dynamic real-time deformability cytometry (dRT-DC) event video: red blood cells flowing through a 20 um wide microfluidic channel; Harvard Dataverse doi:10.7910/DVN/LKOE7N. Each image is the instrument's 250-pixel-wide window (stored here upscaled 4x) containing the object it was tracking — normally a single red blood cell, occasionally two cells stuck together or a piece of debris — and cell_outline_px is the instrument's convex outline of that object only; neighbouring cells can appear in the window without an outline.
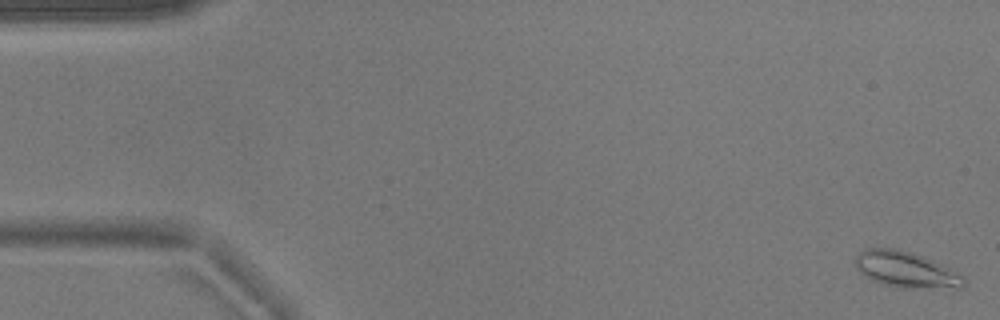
{"species": "common noctule bat (a hibernating species)", "species_latin": "Nyctalus noctula", "temperature_condition": "warm", "stored_images_in_passage": 53, "camera_frame_rate_fps": 3000, "um_per_image_px": 0.085, "animal": {"sex": "male", "body_mass_g": 17.9}, "frame": {"image": 1, "passage_image": 1, "time_ms": 0.0, "image_size_px": [1000, 320], "cell_outline_px": [[964, 288], [900, 288], [884, 284], [872, 280], [864, 276], [856, 268], [852, 260], [860, 252], [868, 248], [896, 248], [912, 252], [924, 256], [964, 276]], "centroid_in_image_um": [76.97, 22.92], "position_along_channel_um": 8.0, "area_um2": 22.89}}
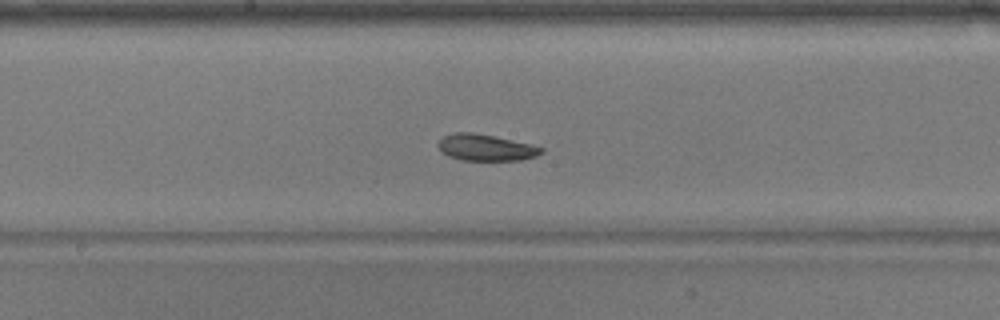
{"frame": {"image": 2, "passage_image": 28, "time_ms": 9.0, "image_size_px": [1000, 320], "cell_outline_px": [[544, 152], [536, 156], [520, 160], [460, 160], [448, 156], [440, 152], [436, 144], [444, 136], [456, 132], [472, 132], [532, 144], [544, 148]], "centroid_in_image_um": [41.27, 12.55], "position_along_channel_um": 206.9, "area_um2": 15.95}}
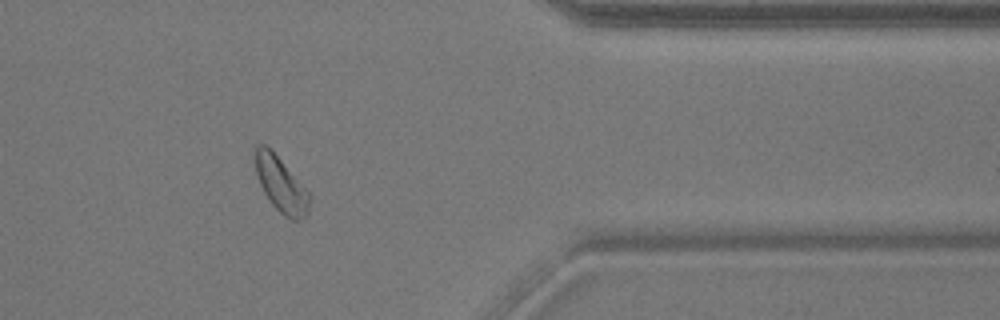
{"frame": {"image": 3, "passage_image": 44, "time_ms": 14.333, "image_size_px": [1000, 320], "cell_outline_px": [[312, 196], [308, 216], [300, 220], [292, 220], [284, 216], [268, 200], [256, 176], [256, 144], [264, 144], [280, 160]], "centroid_in_image_um": [23.92, 15.77], "position_along_channel_um": 387.5, "area_um2": 17.17}, "authors_computed_cell_mechanics": {"area_um2": 17.4556, "velocity_mm_per_s": 3.7565, "shape_relaxation_time_tau1_ms": 2.3447, "shape_relaxation_time_tau2_ms": null, "deformation_change_tau1": 0.0859, "deformation_change_tau2": null}}